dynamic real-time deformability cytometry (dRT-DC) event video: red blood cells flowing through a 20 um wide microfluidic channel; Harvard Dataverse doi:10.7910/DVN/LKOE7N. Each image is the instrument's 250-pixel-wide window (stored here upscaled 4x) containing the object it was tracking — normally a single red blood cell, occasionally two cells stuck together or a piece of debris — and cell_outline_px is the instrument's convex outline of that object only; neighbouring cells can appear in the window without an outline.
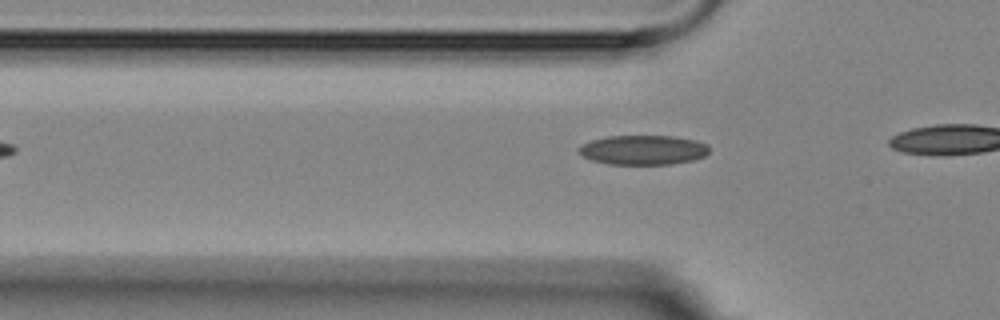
{"species": "Egyptian fruit bat (a non-hibernating species)", "species_latin": "Rousettus aegyptiacus", "temperature_condition": "room temperature", "stored_images_in_passage": 5, "camera_frame_rate_fps": 3000, "um_per_image_px": 0.085, "animal": {"sex": "female"}, "frame": {"image": 1, "passage_image": 4, "time_ms": 4.0, "image_size_px": [1000, 320], "cell_outline_px": [[708, 152], [704, 156], [692, 160], [672, 164], [608, 164], [592, 160], [584, 156], [580, 152], [580, 148], [584, 144], [592, 140], [608, 136], [672, 136], [696, 140], [708, 144]], "centroid_in_image_um": [54.71, 12.74], "position_along_channel_um": 71.1, "area_um2": 22.2}}